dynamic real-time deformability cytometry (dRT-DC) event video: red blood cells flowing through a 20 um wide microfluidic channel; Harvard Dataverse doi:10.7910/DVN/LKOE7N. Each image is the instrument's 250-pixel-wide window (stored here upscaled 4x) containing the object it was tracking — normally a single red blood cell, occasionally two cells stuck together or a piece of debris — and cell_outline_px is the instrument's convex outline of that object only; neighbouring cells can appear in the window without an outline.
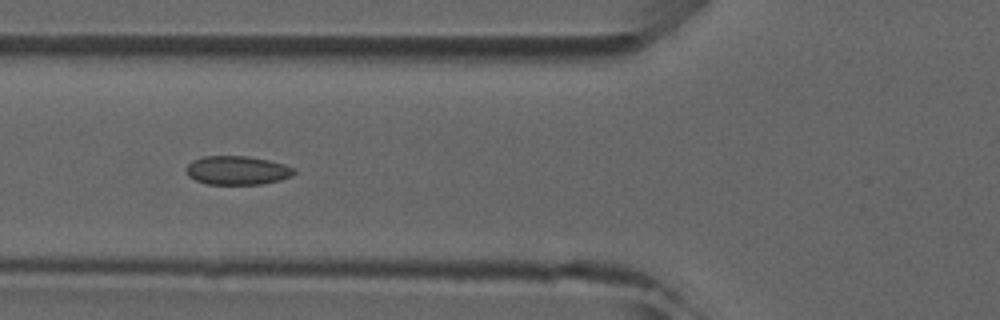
{"species": "common noctule bat (a hibernating species)", "species_latin": "Nyctalus noctula", "temperature_condition": "room temperature", "stored_images_in_passage": 7, "camera_frame_rate_fps": 3000, "um_per_image_px": 0.085, "animal": {"sex": "male", "forearm_length_mm": 52.5}, "frame": {"image": 1, "passage_image": 6, "time_ms": 5.667, "image_size_px": [1000, 320], "cell_outline_px": [[296, 172], [280, 180], [260, 184], [204, 184], [188, 176], [184, 172], [184, 168], [192, 160], [204, 156], [248, 156], [268, 160], [284, 164], [296, 168]], "centroid_in_image_um": [20.11, 14.47], "position_along_channel_um": 105.7, "area_um2": 18.21}}
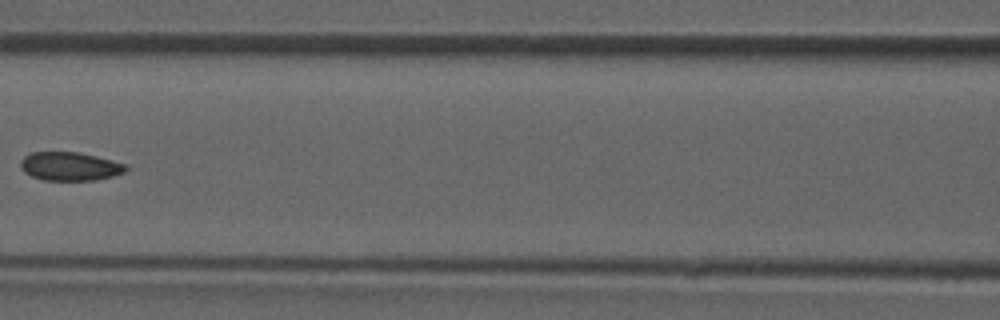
{"frame": {"image": 2, "passage_image": 7, "time_ms": 7.0, "image_size_px": [1000, 320], "cell_outline_px": [[128, 168], [124, 172], [112, 176], [96, 180], [44, 180], [32, 176], [24, 172], [20, 168], [20, 160], [24, 156], [32, 152], [80, 152], [128, 164]], "centroid_in_image_um": [5.94, 14.13], "position_along_channel_um": 160.7, "area_um2": 17.63}}